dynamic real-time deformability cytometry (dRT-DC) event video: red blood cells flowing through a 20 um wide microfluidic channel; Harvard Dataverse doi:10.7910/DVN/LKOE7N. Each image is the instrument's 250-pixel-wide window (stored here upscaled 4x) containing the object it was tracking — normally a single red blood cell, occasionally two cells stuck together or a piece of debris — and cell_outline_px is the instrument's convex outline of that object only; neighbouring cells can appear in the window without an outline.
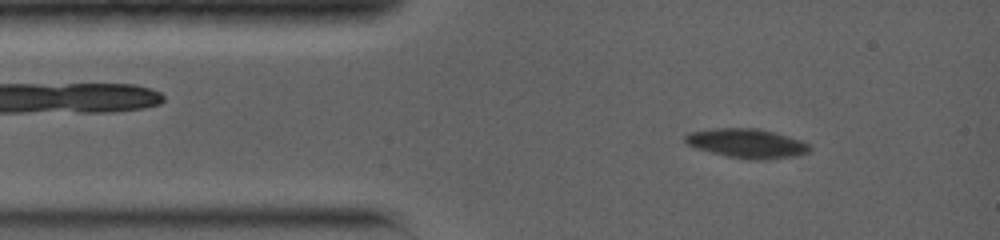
{"species": "common noctule bat (a hibernating species)", "species_latin": "Nyctalus noctula", "temperature_condition": "warm", "stored_images_in_passage": 90, "camera_frame_rate_fps": 5000, "um_per_image_px": 0.085, "animal": {"sex": "female", "body_mass_g": 19.0, "forearm_length_mm": 56.7}, "frame": {"image": 1, "passage_image": 8, "time_ms": 1.4, "image_size_px": [1000, 240], "cell_outline_px": [[812, 148], [808, 152], [796, 156], [764, 160], [752, 160], [728, 156], [696, 148], [688, 144], [684, 140], [684, 132], [712, 128], [760, 128], [800, 140], [808, 144]], "centroid_in_image_um": [63.45, 12.17], "position_along_channel_um": 21.6, "area_um2": 21.33}}
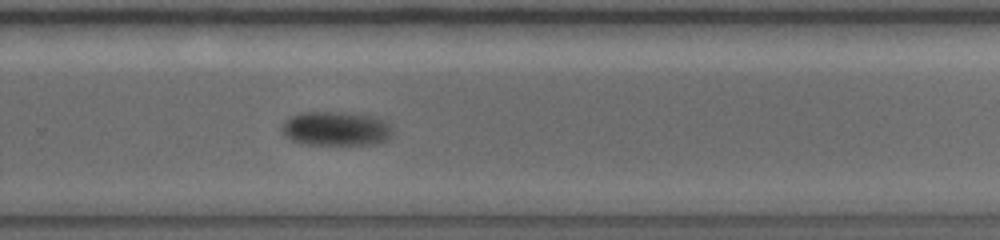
{"frame": {"image": 2, "passage_image": 51, "time_ms": 9.8, "image_size_px": [1000, 240], "cell_outline_px": [[392, 136], [388, 140], [376, 144], [304, 144], [292, 140], [284, 136], [280, 128], [284, 120], [300, 112], [344, 112], [376, 116], [388, 120], [392, 124]], "centroid_in_image_um": [28.6, 10.92], "position_along_channel_um": 301.2, "area_um2": 22.6}}
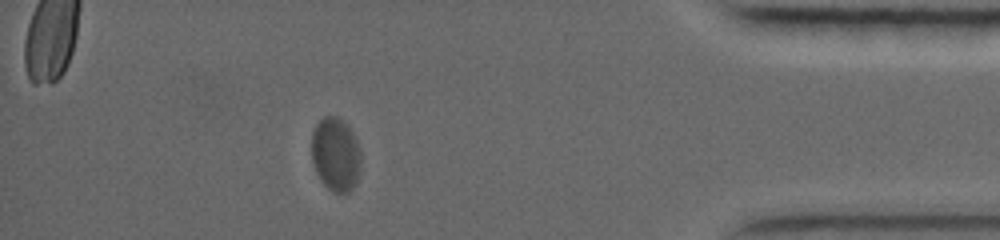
{"frame": {"image": 3, "passage_image": 71, "time_ms": 13.8, "image_size_px": [1000, 240], "cell_outline_px": [[360, 172], [356, 184], [348, 192], [332, 192], [320, 180], [316, 172], [312, 160], [312, 132], [316, 124], [324, 116], [336, 116], [344, 120], [348, 124], [356, 140], [360, 152]], "centroid_in_image_um": [28.53, 13.11], "position_along_channel_um": 406.7, "area_um2": 21.33}, "authors_computed_cell_mechanics": {"area_um2": 22.0218, "velocity_mm_per_s": 3.7255, "shape_relaxation_time_tau1_ms": 1.524, "shape_relaxation_time_tau2_ms": null, "deformation_change_tau1": 0.0786, "deformation_change_tau2": null}}